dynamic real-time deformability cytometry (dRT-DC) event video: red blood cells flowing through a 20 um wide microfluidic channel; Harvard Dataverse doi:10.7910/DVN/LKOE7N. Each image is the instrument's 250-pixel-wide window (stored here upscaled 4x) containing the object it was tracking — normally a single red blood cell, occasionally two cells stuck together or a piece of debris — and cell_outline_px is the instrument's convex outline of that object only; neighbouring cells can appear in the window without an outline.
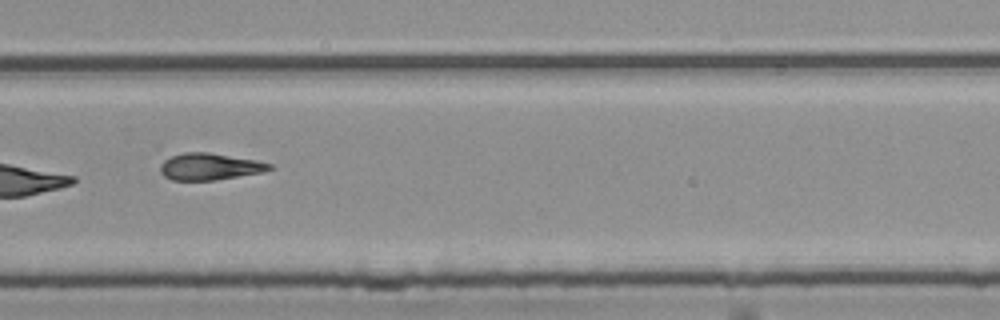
{"species": "common noctule bat (a hibernating species)", "species_latin": "Nyctalus noctula", "temperature_condition": "room temperature", "stored_images_in_passage": 8, "camera_frame_rate_fps": 3000, "um_per_image_px": 0.085, "animal": {"sex": "female", "body_mass_g": 25.1}, "frame": {"image": 1, "passage_image": 8, "time_ms": 2.333, "image_size_px": [1000, 320], "cell_outline_px": [[276, 168], [264, 172], [216, 180], [172, 180], [164, 176], [160, 172], [160, 164], [164, 160], [172, 156], [184, 152], [208, 152], [256, 160], [272, 164]], "centroid_in_image_um": [17.85, 14.16], "position_along_channel_um": 312.0, "area_um2": 17.17}}